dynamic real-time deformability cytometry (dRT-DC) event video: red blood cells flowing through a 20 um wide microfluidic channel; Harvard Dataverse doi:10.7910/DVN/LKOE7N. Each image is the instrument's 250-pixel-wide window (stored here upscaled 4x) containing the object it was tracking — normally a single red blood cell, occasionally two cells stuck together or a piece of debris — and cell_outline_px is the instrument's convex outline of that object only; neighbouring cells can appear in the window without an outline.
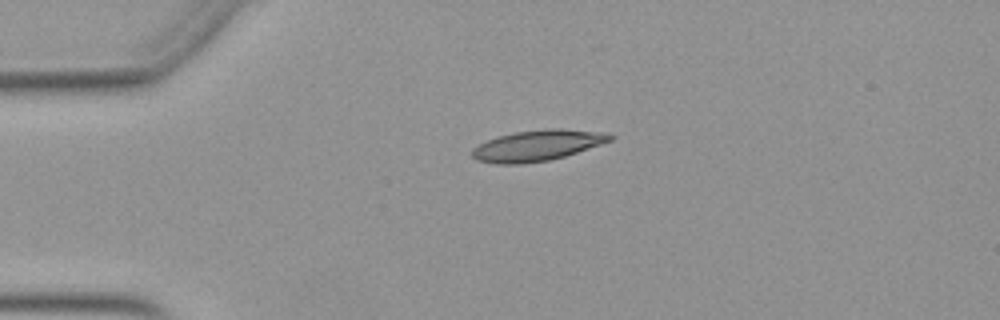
{"species": "Egyptian fruit bat (a non-hibernating species)", "species_latin": "Rousettus aegyptiacus", "temperature_condition": "warm", "stored_images_in_passage": 20, "camera_frame_rate_fps": 3000, "um_per_image_px": 0.085, "animal": {"sex": "female"}, "frame": {"image": 1, "passage_image": 1, "time_ms": 0.0, "image_size_px": [1000, 320], "cell_outline_px": [[616, 136], [612, 140], [564, 156], [548, 160], [524, 164], [496, 164], [476, 160], [472, 156], [472, 148], [496, 136], [516, 132], [544, 128], [560, 128], [608, 132]], "centroid_in_image_um": [45.69, 12.35], "position_along_channel_um": 39.3, "area_um2": 24.91}}
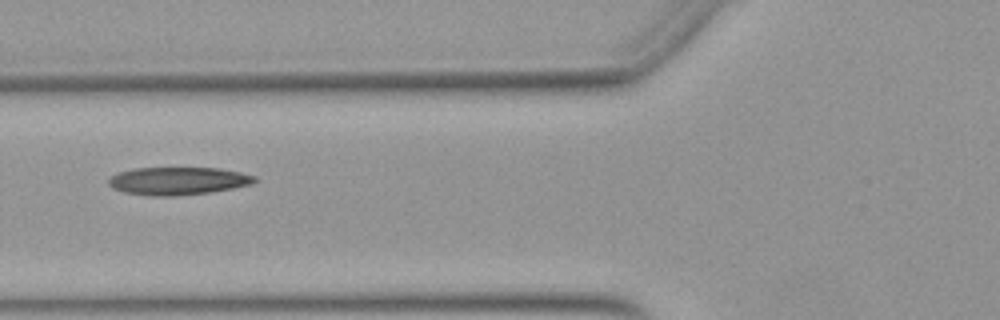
{"frame": {"image": 2, "passage_image": 9, "time_ms": 2.667, "image_size_px": [1000, 320], "cell_outline_px": [[260, 180], [252, 184], [232, 188], [208, 192], [176, 196], [148, 196], [124, 192], [112, 188], [108, 184], [108, 180], [116, 172], [136, 168], [220, 168], [240, 172], [256, 176]], "centroid_in_image_um": [15.13, 15.38], "position_along_channel_um": 110.7, "area_um2": 23.81}}
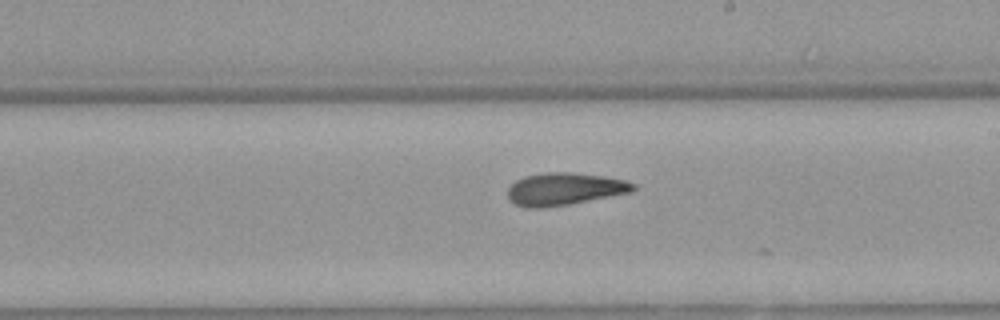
{"frame": {"image": 3, "passage_image": 19, "time_ms": 6.0, "image_size_px": [1000, 320], "cell_outline_px": [[636, 188], [632, 192], [568, 204], [544, 208], [524, 208], [508, 200], [508, 188], [516, 180], [524, 176], [548, 172], [572, 172], [604, 176], [624, 180], [636, 184]], "centroid_in_image_um": [47.96, 16.06], "position_along_channel_um": 241.0, "area_um2": 23.76}}